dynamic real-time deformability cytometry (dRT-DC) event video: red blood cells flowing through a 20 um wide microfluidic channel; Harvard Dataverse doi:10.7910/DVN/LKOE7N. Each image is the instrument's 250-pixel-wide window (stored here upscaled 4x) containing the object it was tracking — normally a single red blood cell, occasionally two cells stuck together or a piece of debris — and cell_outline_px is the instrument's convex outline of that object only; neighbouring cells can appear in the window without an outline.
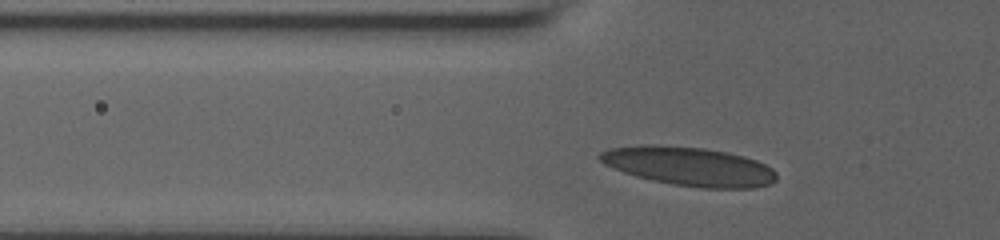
{"species": "human", "species_latin": "Homo sapiens", "temperature_condition": "room temperature", "stored_images_in_passage": 35, "camera_frame_rate_fps": 3000, "um_per_image_px": 0.085, "donor": {"sex": "male"}, "frame": {"image": 1, "passage_image": 3, "time_ms": 0.667, "image_size_px": [1000, 240], "cell_outline_px": [[776, 180], [768, 184], [756, 188], [700, 188], [672, 184], [652, 180], [636, 176], [624, 172], [604, 164], [596, 156], [600, 152], [608, 148], [644, 144], [652, 144], [704, 148], [728, 152], [744, 156], [756, 160], [772, 168], [776, 172]], "centroid_in_image_um": [58.56, 14.13], "position_along_channel_um": 67.2, "area_um2": 40.17}}
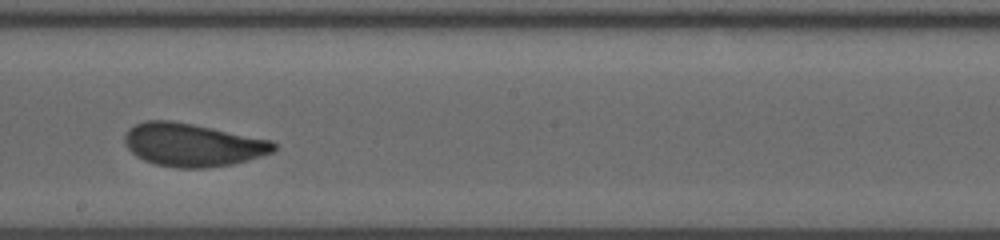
{"frame": {"image": 2, "passage_image": 21, "time_ms": 5.333, "image_size_px": [1000, 240], "cell_outline_px": [[276, 148], [272, 152], [248, 160], [232, 164], [204, 168], [176, 168], [156, 164], [144, 160], [136, 156], [124, 144], [124, 136], [128, 128], [136, 124], [148, 120], [172, 120], [272, 140], [276, 144]], "centroid_in_image_um": [16.34, 12.31], "position_along_channel_um": 231.9, "area_um2": 37.34}}
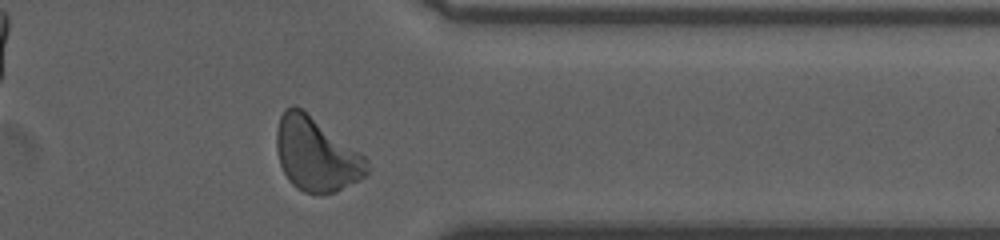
{"frame": {"image": 3, "passage_image": 33, "time_ms": 9.667, "image_size_px": [1000, 240], "cell_outline_px": [[368, 172], [364, 176], [336, 192], [304, 192], [296, 188], [288, 180], [280, 164], [276, 148], [276, 132], [280, 116], [284, 108], [292, 104], [300, 108], [364, 156], [368, 160]], "centroid_in_image_um": [26.83, 13.12], "position_along_channel_um": 384.6, "area_um2": 38.03}, "authors_computed_cell_mechanics": {"area_um2": 37.6856, "velocity_mm_per_s": 3.6345, "shape_relaxation_time_tau1_ms": 3.8918, "shape_relaxation_time_tau2_ms": 0.8358, "deformation_change_tau1": 0.1336, "deformation_change_tau2": 0.0725}}